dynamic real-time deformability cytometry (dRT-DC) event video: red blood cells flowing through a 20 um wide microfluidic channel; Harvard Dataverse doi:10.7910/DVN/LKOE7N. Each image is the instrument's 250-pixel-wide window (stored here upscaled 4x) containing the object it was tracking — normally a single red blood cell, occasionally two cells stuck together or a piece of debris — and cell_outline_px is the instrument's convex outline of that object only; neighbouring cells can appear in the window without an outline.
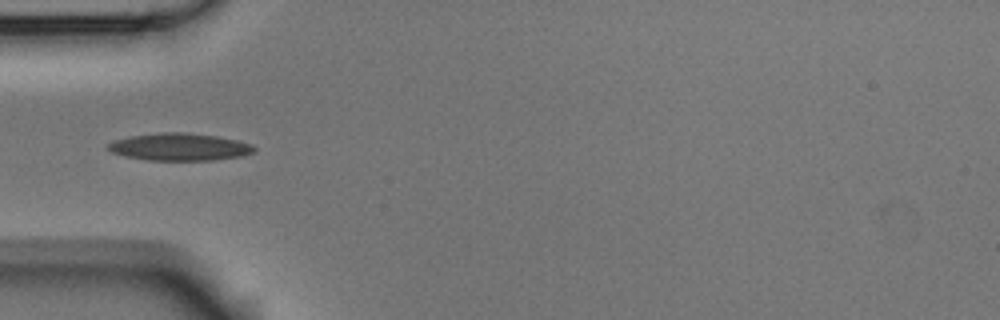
{"species": "Egyptian fruit bat (a non-hibernating species)", "species_latin": "Rousettus aegyptiacus", "temperature_condition": "room temperature", "stored_images_in_passage": 4, "camera_frame_rate_fps": 3000, "um_per_image_px": 0.085, "animal": {"sex": "male"}, "frame": {"image": 1, "passage_image": 4, "time_ms": 1.0, "image_size_px": [1000, 320], "cell_outline_px": [[256, 152], [240, 156], [212, 160], [148, 160], [124, 156], [112, 152], [108, 148], [108, 144], [116, 140], [132, 136], [164, 132], [184, 132], [216, 136], [236, 140], [252, 144], [256, 148]], "centroid_in_image_um": [15.3, 12.49], "position_along_channel_um": 69.7, "area_um2": 23.06}}